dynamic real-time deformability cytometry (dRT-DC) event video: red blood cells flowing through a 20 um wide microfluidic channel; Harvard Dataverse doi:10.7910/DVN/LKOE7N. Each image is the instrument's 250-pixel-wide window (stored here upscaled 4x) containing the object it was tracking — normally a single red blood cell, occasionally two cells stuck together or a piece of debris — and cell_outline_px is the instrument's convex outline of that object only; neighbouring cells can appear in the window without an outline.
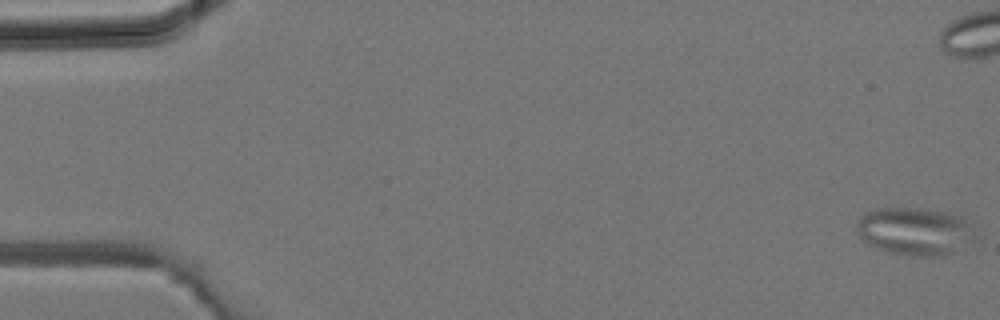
{"species": "common noctule bat (a hibernating species)", "species_latin": "Nyctalus noctula", "temperature_condition": "room temperature", "stored_images_in_passage": 39, "camera_frame_rate_fps": 3000, "um_per_image_px": 0.085, "animal": {"sex": "male", "body_mass_g": 19.2, "forearm_length_mm": 51.8}, "frame": {"image": 1, "passage_image": 1, "time_ms": 0.0, "image_size_px": [1000, 320], "cell_outline_px": [[972, 224], [952, 252], [944, 256], [916, 256], [892, 252], [876, 248], [868, 244], [860, 236], [856, 228], [856, 220], [860, 216], [876, 208], [920, 208], [944, 212], [960, 216]], "centroid_in_image_um": [77.55, 19.62], "position_along_channel_um": 7.4, "area_um2": 31.44}}